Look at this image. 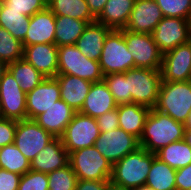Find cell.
I'll return each mask as SVG.
<instances>
[{"label": "cell", "instance_id": "obj_38", "mask_svg": "<svg viewBox=\"0 0 191 190\" xmlns=\"http://www.w3.org/2000/svg\"><path fill=\"white\" fill-rule=\"evenodd\" d=\"M18 190H49L47 174L30 169L22 175Z\"/></svg>", "mask_w": 191, "mask_h": 190}, {"label": "cell", "instance_id": "obj_1", "mask_svg": "<svg viewBox=\"0 0 191 190\" xmlns=\"http://www.w3.org/2000/svg\"><path fill=\"white\" fill-rule=\"evenodd\" d=\"M184 131V123L175 121L169 115L153 108L147 116L139 144L155 154L168 144L184 139Z\"/></svg>", "mask_w": 191, "mask_h": 190}, {"label": "cell", "instance_id": "obj_5", "mask_svg": "<svg viewBox=\"0 0 191 190\" xmlns=\"http://www.w3.org/2000/svg\"><path fill=\"white\" fill-rule=\"evenodd\" d=\"M69 164L81 180H110L112 163L95 146L86 147L69 153Z\"/></svg>", "mask_w": 191, "mask_h": 190}, {"label": "cell", "instance_id": "obj_43", "mask_svg": "<svg viewBox=\"0 0 191 190\" xmlns=\"http://www.w3.org/2000/svg\"><path fill=\"white\" fill-rule=\"evenodd\" d=\"M110 180H81L78 179L75 190H108Z\"/></svg>", "mask_w": 191, "mask_h": 190}, {"label": "cell", "instance_id": "obj_2", "mask_svg": "<svg viewBox=\"0 0 191 190\" xmlns=\"http://www.w3.org/2000/svg\"><path fill=\"white\" fill-rule=\"evenodd\" d=\"M154 153L139 147L113 164L110 182L126 189H136L145 185Z\"/></svg>", "mask_w": 191, "mask_h": 190}, {"label": "cell", "instance_id": "obj_45", "mask_svg": "<svg viewBox=\"0 0 191 190\" xmlns=\"http://www.w3.org/2000/svg\"><path fill=\"white\" fill-rule=\"evenodd\" d=\"M184 140L191 147V128H185Z\"/></svg>", "mask_w": 191, "mask_h": 190}, {"label": "cell", "instance_id": "obj_44", "mask_svg": "<svg viewBox=\"0 0 191 190\" xmlns=\"http://www.w3.org/2000/svg\"><path fill=\"white\" fill-rule=\"evenodd\" d=\"M108 0H86L91 14L97 18L104 9Z\"/></svg>", "mask_w": 191, "mask_h": 190}, {"label": "cell", "instance_id": "obj_17", "mask_svg": "<svg viewBox=\"0 0 191 190\" xmlns=\"http://www.w3.org/2000/svg\"><path fill=\"white\" fill-rule=\"evenodd\" d=\"M23 59L45 78H55L58 75V46L56 44L25 46Z\"/></svg>", "mask_w": 191, "mask_h": 190}, {"label": "cell", "instance_id": "obj_15", "mask_svg": "<svg viewBox=\"0 0 191 190\" xmlns=\"http://www.w3.org/2000/svg\"><path fill=\"white\" fill-rule=\"evenodd\" d=\"M61 99L60 86L55 78H46L26 93L27 119L34 120Z\"/></svg>", "mask_w": 191, "mask_h": 190}, {"label": "cell", "instance_id": "obj_14", "mask_svg": "<svg viewBox=\"0 0 191 190\" xmlns=\"http://www.w3.org/2000/svg\"><path fill=\"white\" fill-rule=\"evenodd\" d=\"M162 82H182L191 78V44L185 43L163 54Z\"/></svg>", "mask_w": 191, "mask_h": 190}, {"label": "cell", "instance_id": "obj_32", "mask_svg": "<svg viewBox=\"0 0 191 190\" xmlns=\"http://www.w3.org/2000/svg\"><path fill=\"white\" fill-rule=\"evenodd\" d=\"M0 168L22 176L30 170V160L14 143L9 144L0 148Z\"/></svg>", "mask_w": 191, "mask_h": 190}, {"label": "cell", "instance_id": "obj_23", "mask_svg": "<svg viewBox=\"0 0 191 190\" xmlns=\"http://www.w3.org/2000/svg\"><path fill=\"white\" fill-rule=\"evenodd\" d=\"M112 30L103 24L93 22L88 24L75 46L87 58L99 61L107 35Z\"/></svg>", "mask_w": 191, "mask_h": 190}, {"label": "cell", "instance_id": "obj_3", "mask_svg": "<svg viewBox=\"0 0 191 190\" xmlns=\"http://www.w3.org/2000/svg\"><path fill=\"white\" fill-rule=\"evenodd\" d=\"M154 109L185 123L191 112L190 82H162Z\"/></svg>", "mask_w": 191, "mask_h": 190}, {"label": "cell", "instance_id": "obj_34", "mask_svg": "<svg viewBox=\"0 0 191 190\" xmlns=\"http://www.w3.org/2000/svg\"><path fill=\"white\" fill-rule=\"evenodd\" d=\"M49 190H75L78 178L70 164L47 174Z\"/></svg>", "mask_w": 191, "mask_h": 190}, {"label": "cell", "instance_id": "obj_6", "mask_svg": "<svg viewBox=\"0 0 191 190\" xmlns=\"http://www.w3.org/2000/svg\"><path fill=\"white\" fill-rule=\"evenodd\" d=\"M73 75L92 83L103 80L99 61L85 57L75 45L58 47V75Z\"/></svg>", "mask_w": 191, "mask_h": 190}, {"label": "cell", "instance_id": "obj_42", "mask_svg": "<svg viewBox=\"0 0 191 190\" xmlns=\"http://www.w3.org/2000/svg\"><path fill=\"white\" fill-rule=\"evenodd\" d=\"M175 183L176 190L191 189V163L176 170Z\"/></svg>", "mask_w": 191, "mask_h": 190}, {"label": "cell", "instance_id": "obj_41", "mask_svg": "<svg viewBox=\"0 0 191 190\" xmlns=\"http://www.w3.org/2000/svg\"><path fill=\"white\" fill-rule=\"evenodd\" d=\"M21 175L0 168V190H18Z\"/></svg>", "mask_w": 191, "mask_h": 190}, {"label": "cell", "instance_id": "obj_12", "mask_svg": "<svg viewBox=\"0 0 191 190\" xmlns=\"http://www.w3.org/2000/svg\"><path fill=\"white\" fill-rule=\"evenodd\" d=\"M54 138L51 133L39 126L35 120L17 121L14 144L30 161Z\"/></svg>", "mask_w": 191, "mask_h": 190}, {"label": "cell", "instance_id": "obj_4", "mask_svg": "<svg viewBox=\"0 0 191 190\" xmlns=\"http://www.w3.org/2000/svg\"><path fill=\"white\" fill-rule=\"evenodd\" d=\"M125 73L128 95H131L132 103L153 109L162 83L161 70L135 67Z\"/></svg>", "mask_w": 191, "mask_h": 190}, {"label": "cell", "instance_id": "obj_21", "mask_svg": "<svg viewBox=\"0 0 191 190\" xmlns=\"http://www.w3.org/2000/svg\"><path fill=\"white\" fill-rule=\"evenodd\" d=\"M117 108V104L104 80L92 83L90 91L85 98L84 104L79 113L98 118L105 112Z\"/></svg>", "mask_w": 191, "mask_h": 190}, {"label": "cell", "instance_id": "obj_20", "mask_svg": "<svg viewBox=\"0 0 191 190\" xmlns=\"http://www.w3.org/2000/svg\"><path fill=\"white\" fill-rule=\"evenodd\" d=\"M76 112L61 99L34 120L54 137H61Z\"/></svg>", "mask_w": 191, "mask_h": 190}, {"label": "cell", "instance_id": "obj_27", "mask_svg": "<svg viewBox=\"0 0 191 190\" xmlns=\"http://www.w3.org/2000/svg\"><path fill=\"white\" fill-rule=\"evenodd\" d=\"M47 7L55 15L87 21L89 24L96 22V18L91 14L86 0H47Z\"/></svg>", "mask_w": 191, "mask_h": 190}, {"label": "cell", "instance_id": "obj_35", "mask_svg": "<svg viewBox=\"0 0 191 190\" xmlns=\"http://www.w3.org/2000/svg\"><path fill=\"white\" fill-rule=\"evenodd\" d=\"M103 80L108 86L117 105L132 103L131 95H128L126 73L109 74L104 76Z\"/></svg>", "mask_w": 191, "mask_h": 190}, {"label": "cell", "instance_id": "obj_30", "mask_svg": "<svg viewBox=\"0 0 191 190\" xmlns=\"http://www.w3.org/2000/svg\"><path fill=\"white\" fill-rule=\"evenodd\" d=\"M155 155L175 170L191 163V147L184 139L168 144L157 151Z\"/></svg>", "mask_w": 191, "mask_h": 190}, {"label": "cell", "instance_id": "obj_22", "mask_svg": "<svg viewBox=\"0 0 191 190\" xmlns=\"http://www.w3.org/2000/svg\"><path fill=\"white\" fill-rule=\"evenodd\" d=\"M61 92V100L69 105L75 112H79L84 104L92 82L73 75H57Z\"/></svg>", "mask_w": 191, "mask_h": 190}, {"label": "cell", "instance_id": "obj_46", "mask_svg": "<svg viewBox=\"0 0 191 190\" xmlns=\"http://www.w3.org/2000/svg\"><path fill=\"white\" fill-rule=\"evenodd\" d=\"M8 70V65L5 62L0 61V79L3 77L4 73Z\"/></svg>", "mask_w": 191, "mask_h": 190}, {"label": "cell", "instance_id": "obj_28", "mask_svg": "<svg viewBox=\"0 0 191 190\" xmlns=\"http://www.w3.org/2000/svg\"><path fill=\"white\" fill-rule=\"evenodd\" d=\"M176 170L154 154L145 185L155 190H176Z\"/></svg>", "mask_w": 191, "mask_h": 190}, {"label": "cell", "instance_id": "obj_49", "mask_svg": "<svg viewBox=\"0 0 191 190\" xmlns=\"http://www.w3.org/2000/svg\"><path fill=\"white\" fill-rule=\"evenodd\" d=\"M133 190H155V189H153V188H151V187H149L147 185H143V186L138 187V188L133 189Z\"/></svg>", "mask_w": 191, "mask_h": 190}, {"label": "cell", "instance_id": "obj_31", "mask_svg": "<svg viewBox=\"0 0 191 190\" xmlns=\"http://www.w3.org/2000/svg\"><path fill=\"white\" fill-rule=\"evenodd\" d=\"M30 17L20 11L9 10L0 1V27L6 29L14 38L21 42L25 39L28 32Z\"/></svg>", "mask_w": 191, "mask_h": 190}, {"label": "cell", "instance_id": "obj_37", "mask_svg": "<svg viewBox=\"0 0 191 190\" xmlns=\"http://www.w3.org/2000/svg\"><path fill=\"white\" fill-rule=\"evenodd\" d=\"M1 2L8 6L9 10L20 11L29 17L47 7V0H1Z\"/></svg>", "mask_w": 191, "mask_h": 190}, {"label": "cell", "instance_id": "obj_8", "mask_svg": "<svg viewBox=\"0 0 191 190\" xmlns=\"http://www.w3.org/2000/svg\"><path fill=\"white\" fill-rule=\"evenodd\" d=\"M123 37L134 60V68L161 70L163 53L159 50L152 34L123 29Z\"/></svg>", "mask_w": 191, "mask_h": 190}, {"label": "cell", "instance_id": "obj_16", "mask_svg": "<svg viewBox=\"0 0 191 190\" xmlns=\"http://www.w3.org/2000/svg\"><path fill=\"white\" fill-rule=\"evenodd\" d=\"M163 18L155 0H136L125 30L152 34Z\"/></svg>", "mask_w": 191, "mask_h": 190}, {"label": "cell", "instance_id": "obj_24", "mask_svg": "<svg viewBox=\"0 0 191 190\" xmlns=\"http://www.w3.org/2000/svg\"><path fill=\"white\" fill-rule=\"evenodd\" d=\"M116 109L119 128L140 139L151 109L136 103L120 104Z\"/></svg>", "mask_w": 191, "mask_h": 190}, {"label": "cell", "instance_id": "obj_25", "mask_svg": "<svg viewBox=\"0 0 191 190\" xmlns=\"http://www.w3.org/2000/svg\"><path fill=\"white\" fill-rule=\"evenodd\" d=\"M136 0H108L96 22L111 30L125 29Z\"/></svg>", "mask_w": 191, "mask_h": 190}, {"label": "cell", "instance_id": "obj_29", "mask_svg": "<svg viewBox=\"0 0 191 190\" xmlns=\"http://www.w3.org/2000/svg\"><path fill=\"white\" fill-rule=\"evenodd\" d=\"M17 84L25 93L32 91L46 78L25 59H19L8 65Z\"/></svg>", "mask_w": 191, "mask_h": 190}, {"label": "cell", "instance_id": "obj_9", "mask_svg": "<svg viewBox=\"0 0 191 190\" xmlns=\"http://www.w3.org/2000/svg\"><path fill=\"white\" fill-rule=\"evenodd\" d=\"M100 135L97 120L76 112L60 137L68 153L94 146Z\"/></svg>", "mask_w": 191, "mask_h": 190}, {"label": "cell", "instance_id": "obj_10", "mask_svg": "<svg viewBox=\"0 0 191 190\" xmlns=\"http://www.w3.org/2000/svg\"><path fill=\"white\" fill-rule=\"evenodd\" d=\"M94 146L112 165L139 147V139L122 128L100 132Z\"/></svg>", "mask_w": 191, "mask_h": 190}, {"label": "cell", "instance_id": "obj_39", "mask_svg": "<svg viewBox=\"0 0 191 190\" xmlns=\"http://www.w3.org/2000/svg\"><path fill=\"white\" fill-rule=\"evenodd\" d=\"M17 120L0 118V148L14 143Z\"/></svg>", "mask_w": 191, "mask_h": 190}, {"label": "cell", "instance_id": "obj_7", "mask_svg": "<svg viewBox=\"0 0 191 190\" xmlns=\"http://www.w3.org/2000/svg\"><path fill=\"white\" fill-rule=\"evenodd\" d=\"M104 76L125 73L134 68V60L123 37V29L112 30L106 37L99 60Z\"/></svg>", "mask_w": 191, "mask_h": 190}, {"label": "cell", "instance_id": "obj_48", "mask_svg": "<svg viewBox=\"0 0 191 190\" xmlns=\"http://www.w3.org/2000/svg\"><path fill=\"white\" fill-rule=\"evenodd\" d=\"M185 128H191V112L187 118V121L184 123Z\"/></svg>", "mask_w": 191, "mask_h": 190}, {"label": "cell", "instance_id": "obj_47", "mask_svg": "<svg viewBox=\"0 0 191 190\" xmlns=\"http://www.w3.org/2000/svg\"><path fill=\"white\" fill-rule=\"evenodd\" d=\"M108 190H131V189H126L124 187H120L117 185L112 184L111 182L109 183Z\"/></svg>", "mask_w": 191, "mask_h": 190}, {"label": "cell", "instance_id": "obj_13", "mask_svg": "<svg viewBox=\"0 0 191 190\" xmlns=\"http://www.w3.org/2000/svg\"><path fill=\"white\" fill-rule=\"evenodd\" d=\"M155 43L164 54L189 42L191 21L177 17H164L152 32Z\"/></svg>", "mask_w": 191, "mask_h": 190}, {"label": "cell", "instance_id": "obj_18", "mask_svg": "<svg viewBox=\"0 0 191 190\" xmlns=\"http://www.w3.org/2000/svg\"><path fill=\"white\" fill-rule=\"evenodd\" d=\"M23 48L33 44H55V14L46 7L30 17Z\"/></svg>", "mask_w": 191, "mask_h": 190}, {"label": "cell", "instance_id": "obj_36", "mask_svg": "<svg viewBox=\"0 0 191 190\" xmlns=\"http://www.w3.org/2000/svg\"><path fill=\"white\" fill-rule=\"evenodd\" d=\"M164 17L191 21V0H155Z\"/></svg>", "mask_w": 191, "mask_h": 190}, {"label": "cell", "instance_id": "obj_26", "mask_svg": "<svg viewBox=\"0 0 191 190\" xmlns=\"http://www.w3.org/2000/svg\"><path fill=\"white\" fill-rule=\"evenodd\" d=\"M88 24L87 21L55 15V44L58 47L75 45Z\"/></svg>", "mask_w": 191, "mask_h": 190}, {"label": "cell", "instance_id": "obj_19", "mask_svg": "<svg viewBox=\"0 0 191 190\" xmlns=\"http://www.w3.org/2000/svg\"><path fill=\"white\" fill-rule=\"evenodd\" d=\"M68 164L69 153L65 149L61 138L55 137L30 161V169L48 174Z\"/></svg>", "mask_w": 191, "mask_h": 190}, {"label": "cell", "instance_id": "obj_40", "mask_svg": "<svg viewBox=\"0 0 191 190\" xmlns=\"http://www.w3.org/2000/svg\"><path fill=\"white\" fill-rule=\"evenodd\" d=\"M100 132H108L119 128L117 109L105 112L96 118Z\"/></svg>", "mask_w": 191, "mask_h": 190}, {"label": "cell", "instance_id": "obj_33", "mask_svg": "<svg viewBox=\"0 0 191 190\" xmlns=\"http://www.w3.org/2000/svg\"><path fill=\"white\" fill-rule=\"evenodd\" d=\"M22 42L0 27V61L7 65L23 58Z\"/></svg>", "mask_w": 191, "mask_h": 190}, {"label": "cell", "instance_id": "obj_11", "mask_svg": "<svg viewBox=\"0 0 191 190\" xmlns=\"http://www.w3.org/2000/svg\"><path fill=\"white\" fill-rule=\"evenodd\" d=\"M0 114L17 121L27 119L26 93L9 70L0 79Z\"/></svg>", "mask_w": 191, "mask_h": 190}]
</instances>
